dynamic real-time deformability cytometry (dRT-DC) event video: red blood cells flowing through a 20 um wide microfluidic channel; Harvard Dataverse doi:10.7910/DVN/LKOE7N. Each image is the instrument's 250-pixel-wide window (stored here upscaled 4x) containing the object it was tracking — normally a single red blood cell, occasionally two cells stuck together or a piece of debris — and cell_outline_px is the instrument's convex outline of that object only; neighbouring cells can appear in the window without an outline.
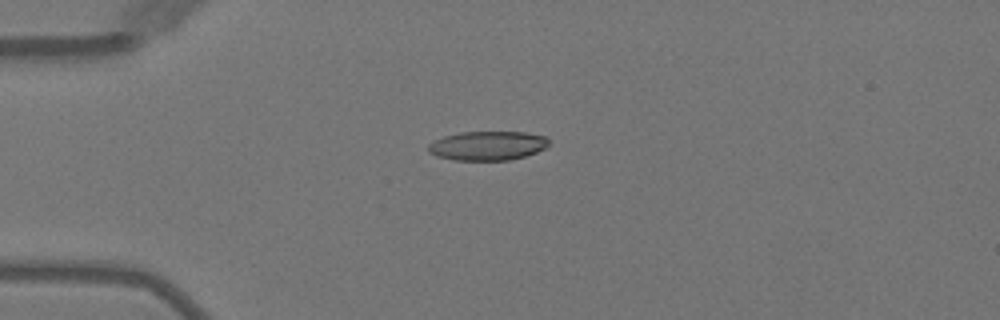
{"species": "Egyptian fruit bat (a non-hibernating species)", "species_latin": "Rousettus aegyptiacus", "temperature_condition": "warm", "stored_images_in_passage": 7, "camera_frame_rate_fps": 3000, "um_per_image_px": 0.085, "animal": {"sex": "female"}, "frame": {"image": 1, "passage_image": 4, "time_ms": 3.667, "image_size_px": [1000, 320], "cell_outline_px": [[548, 144], [544, 148], [536, 152], [524, 156], [508, 160], [452, 160], [436, 156], [428, 152], [428, 144], [444, 136], [460, 132], [524, 132], [548, 136]], "centroid_in_image_um": [41.43, 12.38], "position_along_channel_um": 43.6, "area_um2": 20.46}}
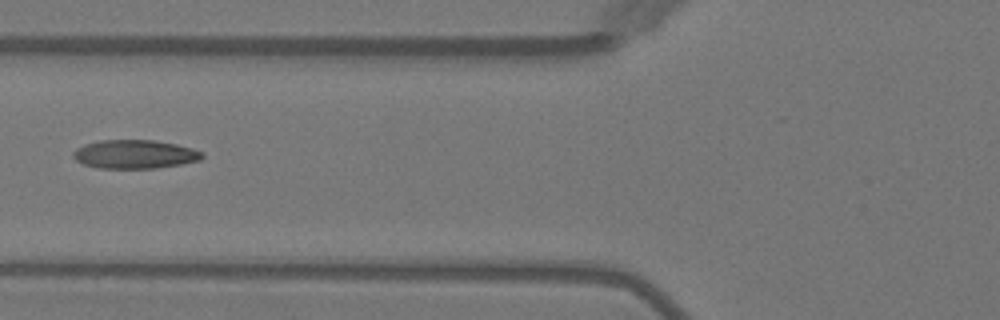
{"frame": {"image": 2, "passage_image": 6, "time_ms": 6.0, "image_size_px": [1000, 320], "cell_outline_px": [[204, 156], [200, 160], [180, 164], [156, 168], [96, 168], [84, 164], [76, 160], [72, 156], [72, 152], [76, 148], [84, 144], [100, 140], [156, 140], [176, 144], [192, 148], [204, 152]], "centroid_in_image_um": [11.44, 13.1], "position_along_channel_um": 114.4, "area_um2": 21.68}}
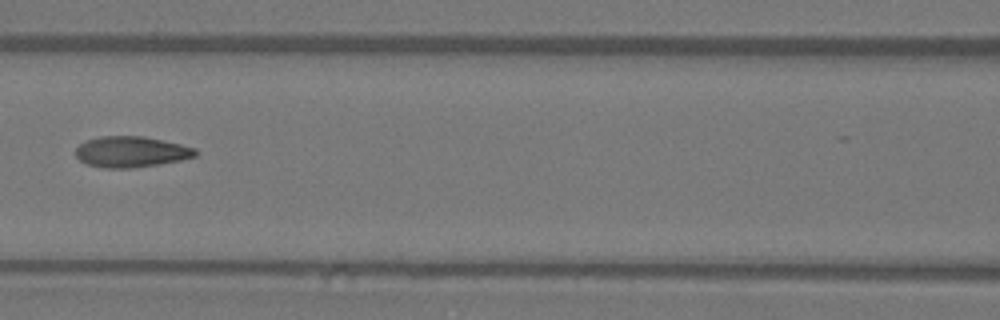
{"frame": {"image": 3, "passage_image": 7, "time_ms": 7.0, "image_size_px": [1000, 320], "cell_outline_px": [[196, 156], [180, 160], [132, 168], [104, 168], [88, 164], [80, 160], [76, 156], [76, 148], [80, 144], [88, 140], [100, 136], [144, 136], [180, 144], [196, 148]], "centroid_in_image_um": [11.14, 12.9], "position_along_channel_um": 155.5, "area_um2": 21.33}}